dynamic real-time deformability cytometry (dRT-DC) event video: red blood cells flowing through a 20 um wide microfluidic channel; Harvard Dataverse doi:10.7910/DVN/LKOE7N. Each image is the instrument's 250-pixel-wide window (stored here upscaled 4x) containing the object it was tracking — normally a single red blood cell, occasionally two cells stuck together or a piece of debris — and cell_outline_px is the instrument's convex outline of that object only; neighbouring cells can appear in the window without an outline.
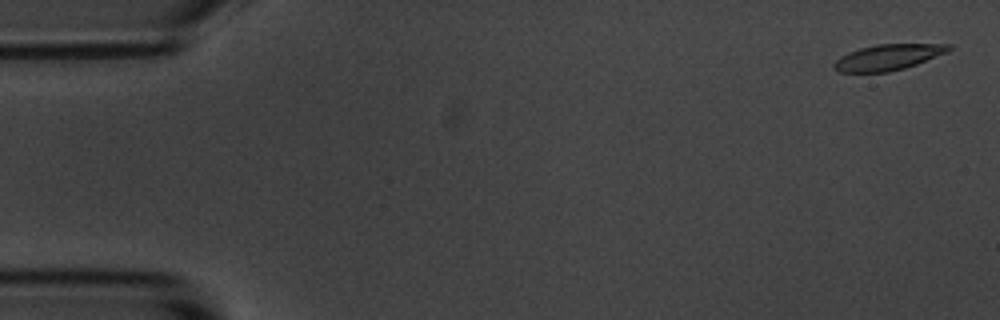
{"species": "common noctule bat (a hibernating species)", "species_latin": "Nyctalus noctula", "temperature_condition": "room temperature", "stored_images_in_passage": 5, "camera_frame_rate_fps": 3000, "um_per_image_px": 0.085, "animal": {"sex": "male", "body_mass_g": 20.1, "forearm_length_mm": 53.5}, "frame": {"image": 1, "passage_image": 1, "time_ms": 0.0, "image_size_px": [1000, 320], "cell_outline_px": [[952, 48], [948, 52], [916, 64], [904, 68], [888, 72], [840, 72], [832, 64], [840, 56], [848, 52], [860, 48], [876, 44], [952, 44]], "centroid_in_image_um": [75.5, 4.85], "position_along_channel_um": 9.5, "area_um2": 17.17}}
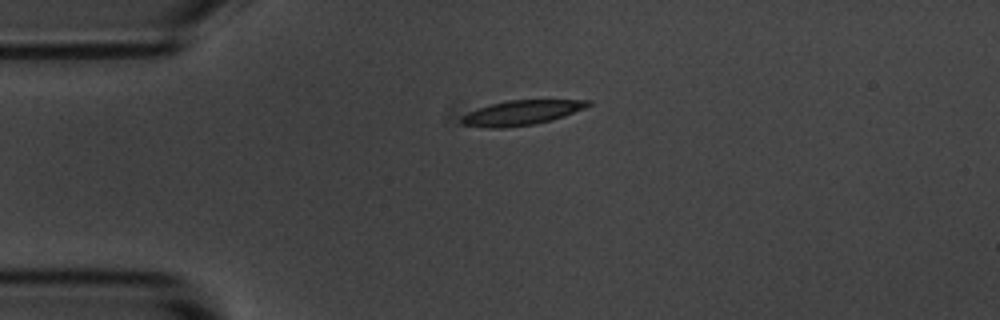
{"frame": {"image": 2, "passage_image": 4, "time_ms": 3.667, "image_size_px": [1000, 320], "cell_outline_px": [[592, 104], [584, 108], [564, 116], [552, 120], [532, 124], [504, 128], [488, 128], [460, 124], [460, 116], [468, 112], [492, 104], [508, 100], [592, 100]], "centroid_in_image_um": [44.3, 9.58], "position_along_channel_um": 40.7, "area_um2": 18.15}}